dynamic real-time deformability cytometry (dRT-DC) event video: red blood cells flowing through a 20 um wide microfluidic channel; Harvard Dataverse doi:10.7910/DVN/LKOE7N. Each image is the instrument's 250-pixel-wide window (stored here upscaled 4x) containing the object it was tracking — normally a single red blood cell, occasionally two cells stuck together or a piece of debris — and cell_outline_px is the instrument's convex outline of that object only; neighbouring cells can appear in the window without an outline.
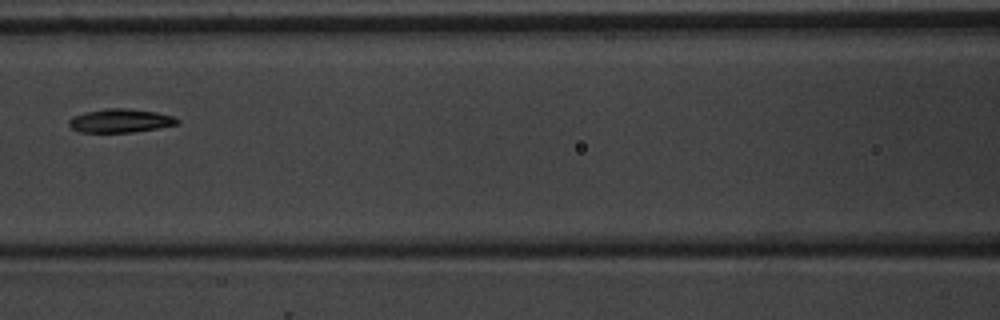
{"species": "common noctule bat (a hibernating species)", "species_latin": "Nyctalus noctula", "temperature_condition": "warm", "stored_images_in_passage": 6, "camera_frame_rate_fps": 3000, "um_per_image_px": 0.085, "animal": {"sex": "male", "body_mass_g": 20.1, "forearm_length_mm": 53.5}, "frame": {"image": 1, "passage_image": 6, "time_ms": 6.0, "image_size_px": [1000, 320], "cell_outline_px": [[180, 124], [160, 128], [132, 132], [80, 132], [72, 128], [68, 124], [68, 120], [72, 116], [84, 112], [108, 108], [128, 108], [156, 112], [172, 116], [180, 120]], "centroid_in_image_um": [10.24, 10.26], "position_along_channel_um": 156.4, "area_um2": 15.03}}